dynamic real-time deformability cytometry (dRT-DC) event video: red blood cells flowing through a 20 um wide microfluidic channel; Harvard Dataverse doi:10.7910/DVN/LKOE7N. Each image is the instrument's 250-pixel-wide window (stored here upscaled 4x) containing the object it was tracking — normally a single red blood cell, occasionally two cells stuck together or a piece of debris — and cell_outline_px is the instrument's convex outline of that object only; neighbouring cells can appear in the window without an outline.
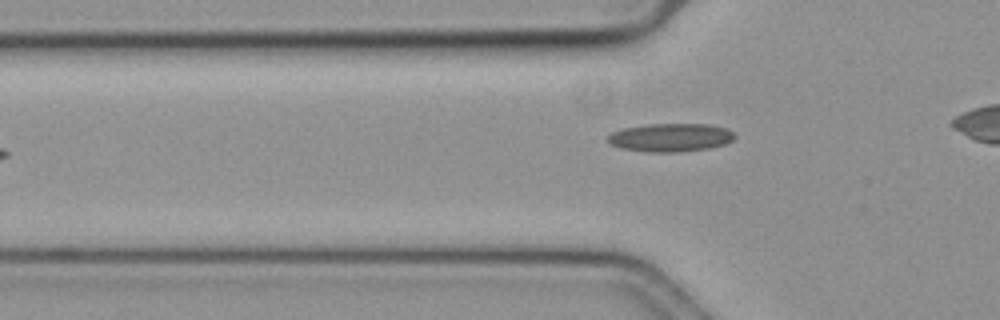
{"species": "common noctule bat (a hibernating species)", "species_latin": "Nyctalus noctula", "temperature_condition": "cold", "stored_images_in_passage": 26, "camera_frame_rate_fps": 3000, "um_per_image_px": 0.085, "animal": {"sex": "female", "body_mass_g": 19.3, "forearm_length_mm": 54.1}, "frame": {"image": 1, "passage_image": 2, "time_ms": 0.333, "image_size_px": [1000, 320], "cell_outline_px": [[736, 136], [732, 140], [724, 144], [712, 148], [680, 152], [648, 152], [624, 148], [608, 144], [608, 136], [612, 132], [624, 128], [648, 124], [712, 124], [728, 128]], "centroid_in_image_um": [57.03, 11.68], "position_along_channel_um": 68.8, "area_um2": 21.04}}
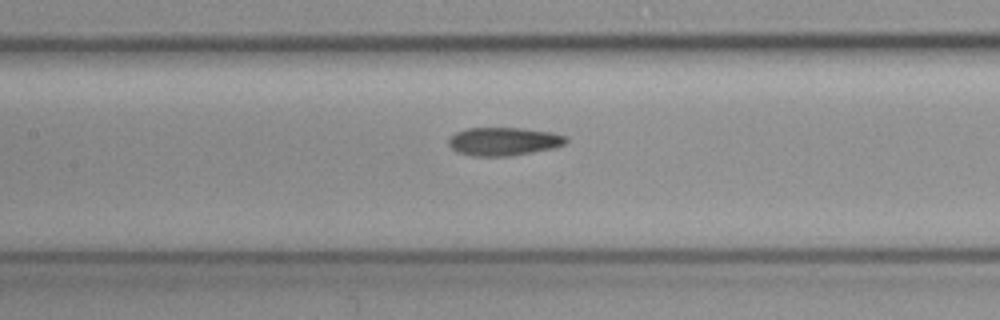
{"frame": {"image": 2, "passage_image": 10, "time_ms": 3.0, "image_size_px": [1000, 320], "cell_outline_px": [[568, 140], [564, 144], [552, 148], [508, 156], [472, 156], [460, 152], [452, 148], [448, 144], [448, 140], [456, 132], [464, 128], [520, 128], [552, 132], [568, 136]], "centroid_in_image_um": [42.82, 12.01], "position_along_channel_um": 164.6, "area_um2": 19.19}}
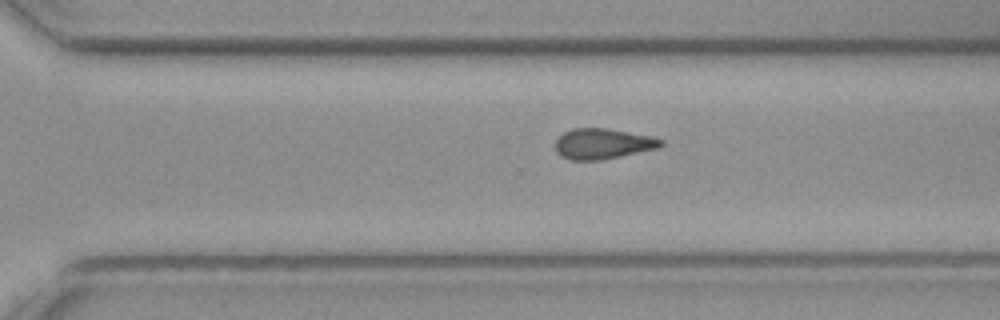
{"frame": {"image": 3, "passage_image": 23, "time_ms": 7.333, "image_size_px": [1000, 320], "cell_outline_px": [[664, 144], [660, 148], [600, 160], [572, 160], [560, 156], [556, 152], [556, 140], [564, 132], [572, 128], [608, 128], [652, 136], [664, 140]], "centroid_in_image_um": [51.26, 12.21], "position_along_channel_um": 319.3, "area_um2": 18.9}}